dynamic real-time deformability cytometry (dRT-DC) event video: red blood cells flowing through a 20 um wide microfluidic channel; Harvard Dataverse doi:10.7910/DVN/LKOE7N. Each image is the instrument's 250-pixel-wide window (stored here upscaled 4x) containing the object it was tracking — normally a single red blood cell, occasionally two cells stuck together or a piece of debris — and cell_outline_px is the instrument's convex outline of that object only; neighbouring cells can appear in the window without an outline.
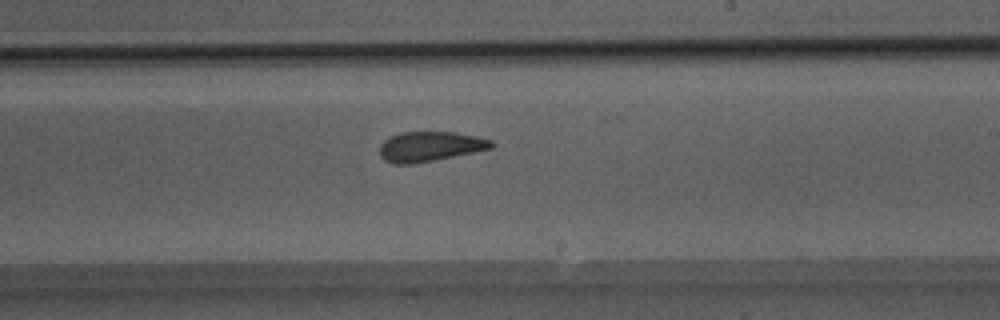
{"species": "Egyptian fruit bat (a non-hibernating species)", "species_latin": "Rousettus aegyptiacus", "temperature_condition": "room temperature", "stored_images_in_passage": 50, "camera_frame_rate_fps": 3000, "um_per_image_px": 0.085, "animal": {"sex": "male"}, "frame": {"image": 1, "passage_image": 31, "time_ms": 10.0, "image_size_px": [1000, 320], "cell_outline_px": [[496, 144], [492, 148], [412, 164], [392, 164], [384, 160], [380, 156], [380, 144], [384, 140], [400, 132], [456, 132], [476, 136], [492, 140]], "centroid_in_image_um": [36.53, 12.44], "position_along_channel_um": 252.5, "area_um2": 19.36}}
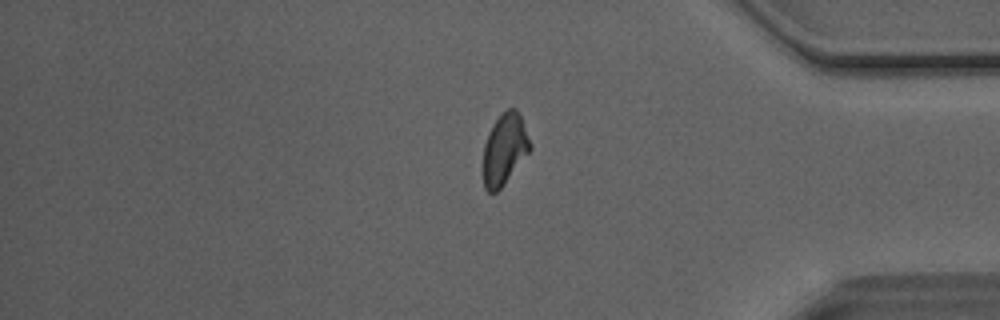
{"frame": {"image": 2, "passage_image": 43, "time_ms": 14.0, "image_size_px": [1000, 320], "cell_outline_px": [[532, 148], [500, 188], [496, 192], [488, 192], [484, 188], [484, 144], [488, 132], [492, 124], [500, 112], [508, 108], [516, 108], [520, 116], [532, 144]], "centroid_in_image_um": [42.88, 12.63], "position_along_channel_um": 392.3, "area_um2": 19.31}}